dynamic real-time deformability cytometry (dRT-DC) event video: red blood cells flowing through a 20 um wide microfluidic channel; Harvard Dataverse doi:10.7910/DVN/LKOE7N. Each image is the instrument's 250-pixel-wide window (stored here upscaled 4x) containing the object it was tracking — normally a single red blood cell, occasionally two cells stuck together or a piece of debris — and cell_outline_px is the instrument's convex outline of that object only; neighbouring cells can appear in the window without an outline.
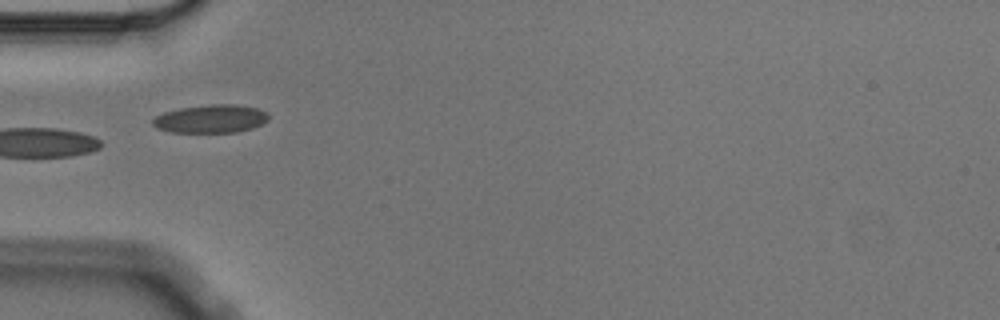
{"species": "Egyptian fruit bat (a non-hibernating species)", "species_latin": "Rousettus aegyptiacus", "temperature_condition": "cold", "stored_images_in_passage": 3, "camera_frame_rate_fps": 3000, "um_per_image_px": 0.085, "animal": {"sex": "male"}, "frame": {"image": 1, "passage_image": 3, "time_ms": 0.667, "image_size_px": [1000, 320], "cell_outline_px": [[268, 120], [252, 128], [236, 132], [172, 132], [156, 128], [152, 124], [152, 120], [156, 116], [164, 112], [180, 108], [212, 104], [236, 104], [260, 108], [268, 112]], "centroid_in_image_um": [17.94, 10.09], "position_along_channel_um": 67.1, "area_um2": 19.07}}